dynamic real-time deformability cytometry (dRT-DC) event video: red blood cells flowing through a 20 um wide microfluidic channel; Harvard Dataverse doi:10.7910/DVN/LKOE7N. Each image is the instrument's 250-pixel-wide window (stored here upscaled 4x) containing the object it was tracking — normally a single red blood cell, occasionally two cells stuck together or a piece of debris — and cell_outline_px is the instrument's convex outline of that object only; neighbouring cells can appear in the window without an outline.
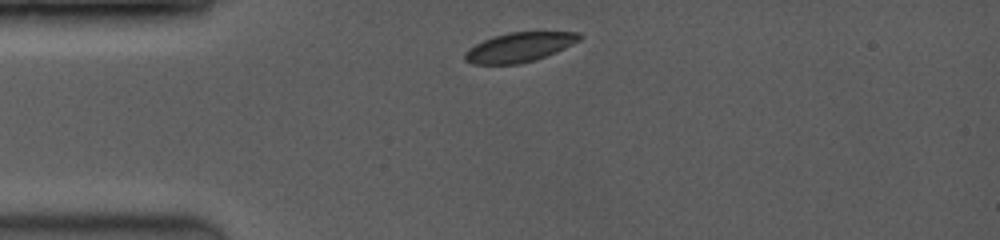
{"species": "common noctule bat (a hibernating species)", "species_latin": "Nyctalus noctula", "temperature_condition": "room temperature", "stored_images_in_passage": 18, "camera_frame_rate_fps": 3500, "um_per_image_px": 0.085, "animal": {"sex": "female", "body_mass_g": 19.0, "forearm_length_mm": 53.3}, "frame": {"image": 1, "passage_image": 1, "time_ms": 0.0, "image_size_px": [1000, 240], "cell_outline_px": [[584, 36], [580, 40], [556, 52], [536, 60], [520, 64], [472, 64], [464, 60], [464, 52], [468, 48], [492, 36], [508, 32], [580, 32]], "centroid_in_image_um": [44.14, 4.01], "position_along_channel_um": 40.9, "area_um2": 19.83}}
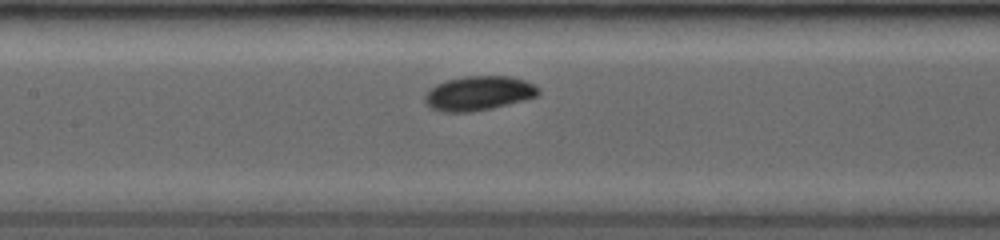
{"frame": {"image": 2, "passage_image": 7, "time_ms": 3.714, "image_size_px": [1000, 240], "cell_outline_px": [[540, 92], [536, 96], [492, 108], [472, 112], [444, 112], [432, 108], [424, 100], [424, 96], [436, 84], [448, 80], [464, 76], [508, 76], [524, 80], [540, 88]], "centroid_in_image_um": [40.68, 7.92], "position_along_channel_um": 166.7, "area_um2": 22.43}}
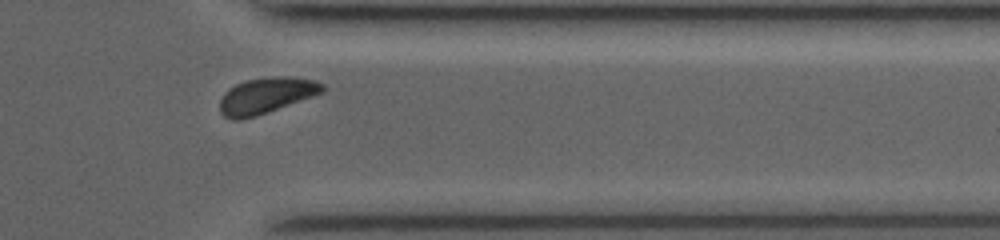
{"frame": {"image": 3, "passage_image": 16, "time_ms": 9.143, "image_size_px": [1000, 240], "cell_outline_px": [[328, 88], [324, 92], [268, 112], [256, 116], [240, 120], [232, 120], [224, 116], [220, 112], [220, 100], [224, 92], [236, 84], [248, 80], [272, 76], [288, 76], [316, 80], [324, 84]], "centroid_in_image_um": [22.65, 8.12], "position_along_channel_um": 388.7, "area_um2": 21.62}, "authors_computed_cell_mechanics": {"area_um2": 21.7328, "velocity_mm_per_s": 4.0752, "shape_relaxation_time_tau1_ms": 1.214, "shape_relaxation_time_tau2_ms": null, "deformation_change_tau1": 0.0469, "deformation_change_tau2": null}}